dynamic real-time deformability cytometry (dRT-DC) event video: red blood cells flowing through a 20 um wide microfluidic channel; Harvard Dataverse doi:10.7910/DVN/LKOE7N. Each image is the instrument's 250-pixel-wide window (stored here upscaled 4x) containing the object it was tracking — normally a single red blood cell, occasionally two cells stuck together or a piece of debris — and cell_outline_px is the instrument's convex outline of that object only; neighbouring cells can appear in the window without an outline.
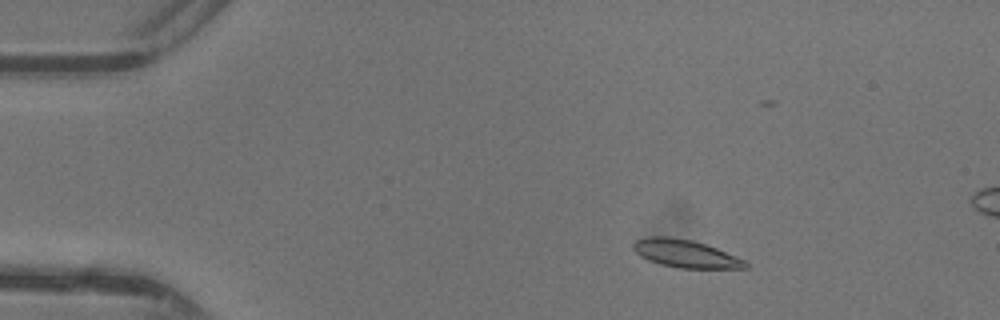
{"species": "common noctule bat (a hibernating species)", "species_latin": "Nyctalus noctula", "temperature_condition": "warm", "stored_images_in_passage": 15, "camera_frame_rate_fps": 3000, "um_per_image_px": 0.085, "animal": {"sex": "female"}, "frame": {"image": 1, "passage_image": 7, "time_ms": 2.0, "image_size_px": [1000, 320], "cell_outline_px": [[748, 268], [680, 268], [660, 264], [648, 260], [640, 256], [632, 248], [632, 244], [636, 240], [652, 236], [664, 236], [692, 240], [716, 248], [744, 260], [748, 264]], "centroid_in_image_um": [58.23, 21.56], "position_along_channel_um": 26.8, "area_um2": 17.92}}